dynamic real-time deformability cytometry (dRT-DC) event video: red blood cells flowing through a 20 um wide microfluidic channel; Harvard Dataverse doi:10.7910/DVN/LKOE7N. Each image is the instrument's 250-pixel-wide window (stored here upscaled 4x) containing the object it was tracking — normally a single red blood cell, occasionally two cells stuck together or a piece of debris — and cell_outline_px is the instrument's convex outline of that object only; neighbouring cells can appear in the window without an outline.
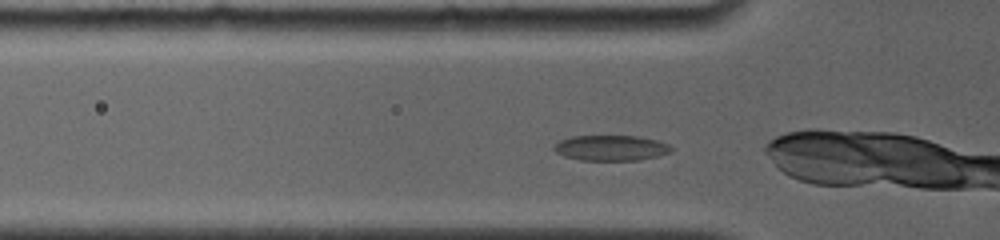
{"species": "common noctule bat (a hibernating species)", "species_latin": "Nyctalus noctula", "temperature_condition": "room temperature", "stored_images_in_passage": 35, "camera_frame_rate_fps": 4000, "um_per_image_px": 0.085, "animal": {"sex": "female", "body_mass_g": 19.0, "forearm_length_mm": 56.7}, "frame": {"image": 1, "passage_image": 2, "time_ms": 0.25, "image_size_px": [1000, 240], "cell_outline_px": [[672, 152], [640, 160], [580, 160], [564, 156], [556, 152], [552, 148], [552, 144], [560, 140], [572, 136], [636, 136], [656, 140], [668, 144], [672, 148]], "centroid_in_image_um": [51.89, 12.57], "position_along_channel_um": 73.9, "area_um2": 17.4}}
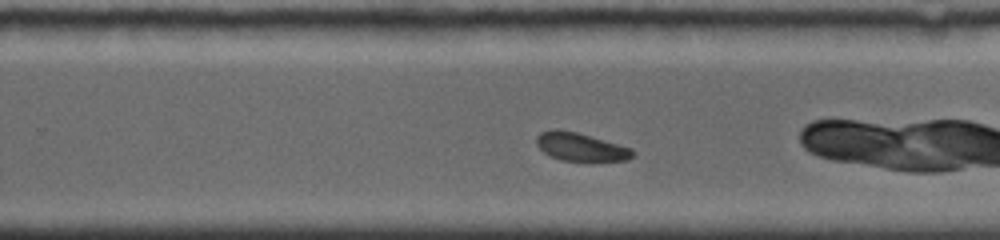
{"frame": {"image": 2, "passage_image": 18, "time_ms": 5.75, "image_size_px": [1000, 240], "cell_outline_px": [[636, 152], [628, 160], [560, 160], [544, 152], [536, 144], [536, 136], [540, 132], [560, 128], [576, 132], [632, 148]], "centroid_in_image_um": [49.34, 12.47], "position_along_channel_um": 280.5, "area_um2": 15.55}}
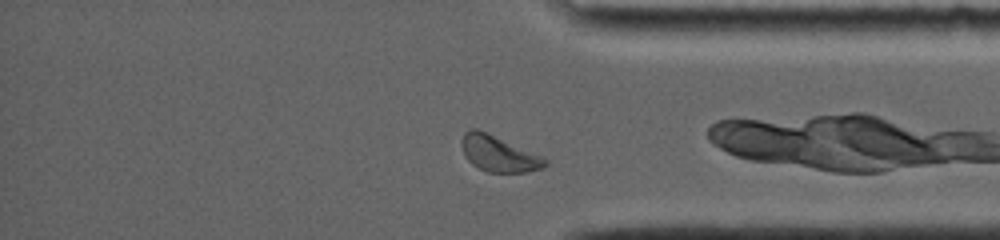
{"frame": {"image": 3, "passage_image": 29, "time_ms": 8.75, "image_size_px": [1000, 240], "cell_outline_px": [[548, 164], [544, 168], [528, 172], [488, 172], [472, 164], [464, 156], [460, 144], [460, 140], [464, 132], [468, 128], [476, 128], [540, 156], [548, 160]], "centroid_in_image_um": [42.33, 13.07], "position_along_channel_um": 392.9, "area_um2": 17.28}}